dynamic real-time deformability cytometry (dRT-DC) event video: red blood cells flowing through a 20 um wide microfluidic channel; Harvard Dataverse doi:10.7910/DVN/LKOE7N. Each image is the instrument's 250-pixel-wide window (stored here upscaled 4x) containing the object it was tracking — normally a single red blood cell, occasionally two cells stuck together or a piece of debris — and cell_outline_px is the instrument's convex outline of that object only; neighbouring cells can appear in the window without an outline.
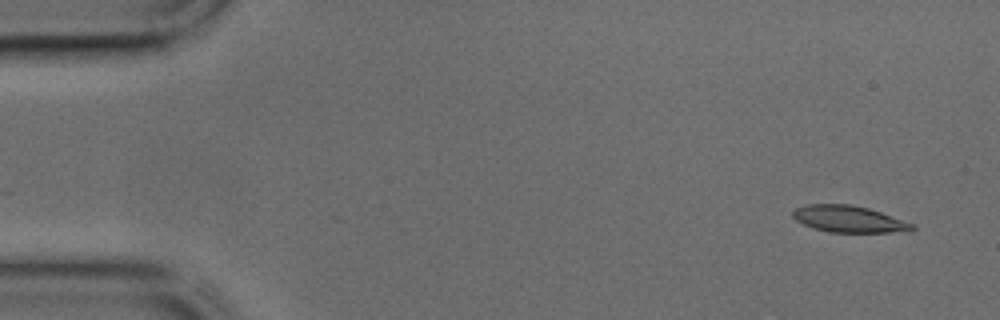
{"species": "common noctule bat (a hibernating species)", "species_latin": "Nyctalus noctula", "temperature_condition": "cold", "stored_images_in_passage": 43, "camera_frame_rate_fps": 3000, "um_per_image_px": 0.085, "animal": {"sex": "male", "body_mass_g": 17.9, "forearm_length_mm": 54.2}, "frame": {"image": 1, "passage_image": 2, "time_ms": 0.333, "image_size_px": [1000, 320], "cell_outline_px": [[916, 228], [908, 232], [828, 232], [812, 228], [796, 220], [792, 216], [792, 212], [796, 208], [804, 204], [848, 204], [868, 208], [916, 224]], "centroid_in_image_um": [72.17, 18.62], "position_along_channel_um": 12.8, "area_um2": 18.67}}
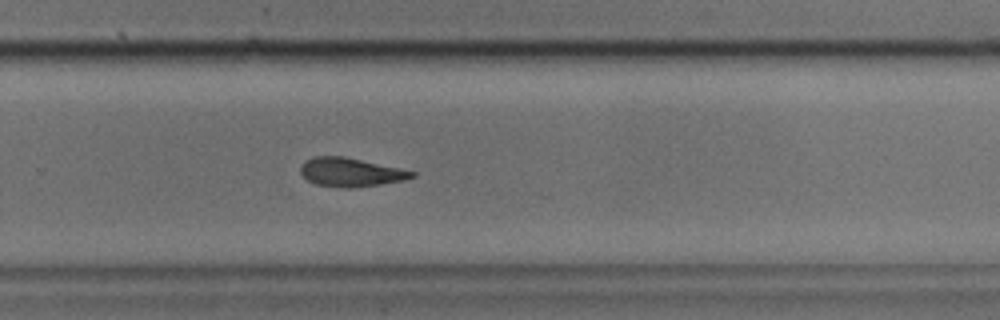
{"frame": {"image": 2, "passage_image": 28, "time_ms": 9.0, "image_size_px": [1000, 320], "cell_outline_px": [[416, 176], [404, 180], [380, 184], [352, 188], [340, 188], [316, 184], [308, 180], [300, 172], [300, 168], [304, 160], [316, 156], [344, 156], [400, 168], [416, 172]], "centroid_in_image_um": [29.8, 14.64], "position_along_channel_um": 300.0, "area_um2": 18.67}}
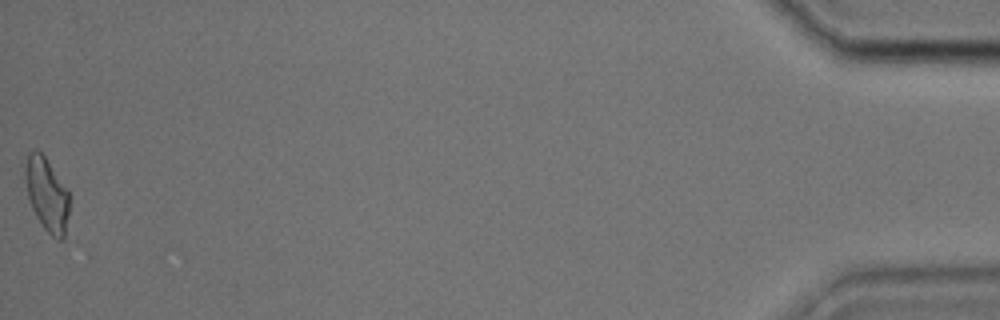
{"frame": {"image": 3, "passage_image": 43, "time_ms": 14.0, "image_size_px": [1000, 320], "cell_outline_px": [[68, 212], [64, 240], [60, 240], [52, 236], [44, 228], [36, 216], [32, 208], [28, 196], [24, 176], [24, 168], [28, 152], [32, 148], [36, 148], [44, 156], [68, 188]], "centroid_in_image_um": [3.96, 16.48], "position_along_channel_um": 431.2, "area_um2": 18.96}}